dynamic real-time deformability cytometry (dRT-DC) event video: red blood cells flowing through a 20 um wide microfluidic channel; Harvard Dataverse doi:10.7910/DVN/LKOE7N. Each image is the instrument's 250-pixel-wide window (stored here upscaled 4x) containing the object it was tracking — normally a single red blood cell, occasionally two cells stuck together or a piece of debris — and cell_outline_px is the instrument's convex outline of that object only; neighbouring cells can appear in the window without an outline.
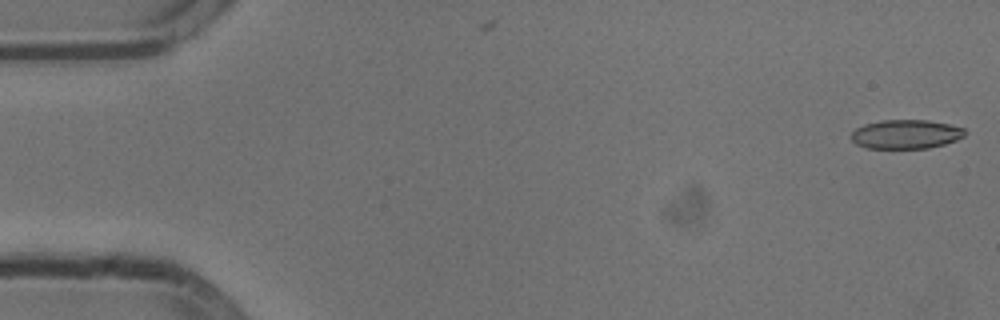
{"species": "common noctule bat (a hibernating species)", "species_latin": "Nyctalus noctula", "temperature_condition": "cold", "stored_images_in_passage": 53, "camera_frame_rate_fps": 3000, "um_per_image_px": 0.085, "animal": {"sex": "male", "body_mass_g": 13.3}, "frame": {"image": 1, "passage_image": 1, "time_ms": 0.0, "image_size_px": [1000, 320], "cell_outline_px": [[968, 132], [964, 136], [956, 140], [944, 144], [928, 148], [868, 148], [856, 144], [852, 140], [852, 132], [856, 128], [864, 124], [880, 120], [928, 120], [948, 124], [964, 128]], "centroid_in_image_um": [77.02, 11.4], "position_along_channel_um": 8.0, "area_um2": 19.25}}
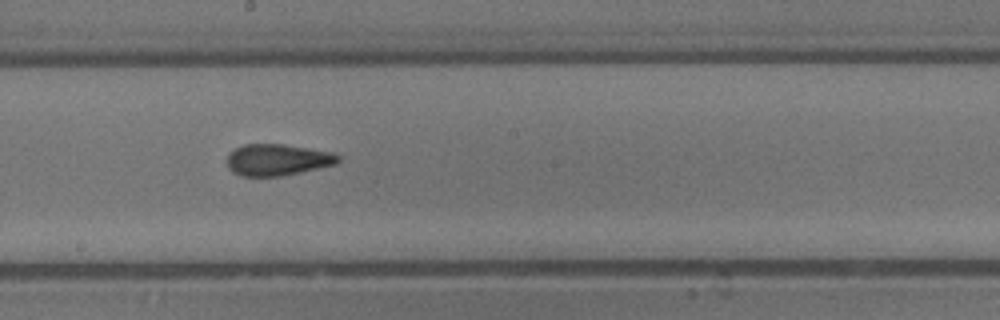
{"frame": {"image": 2, "passage_image": 29, "time_ms": 9.333, "image_size_px": [1000, 320], "cell_outline_px": [[340, 160], [336, 164], [300, 172], [280, 176], [240, 176], [232, 172], [228, 168], [228, 152], [244, 144], [284, 144], [336, 152], [340, 156]], "centroid_in_image_um": [23.6, 13.57], "position_along_channel_um": 224.6, "area_um2": 20.58}}
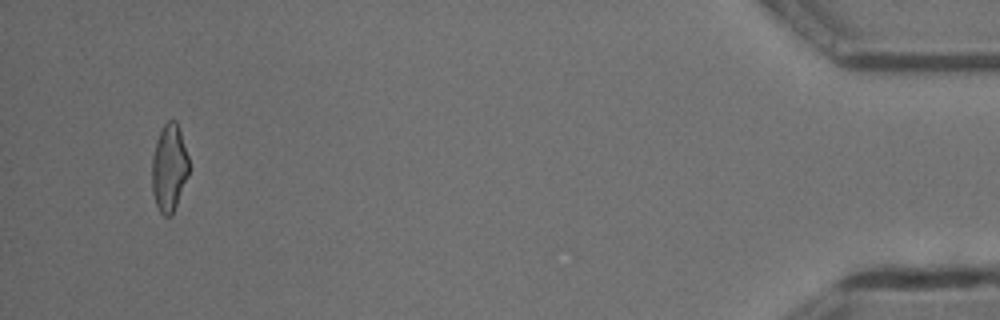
{"frame": {"image": 3, "passage_image": 51, "time_ms": 16.667, "image_size_px": [1000, 320], "cell_outline_px": [[188, 176], [172, 216], [164, 216], [160, 212], [156, 204], [152, 192], [152, 156], [160, 132], [164, 124], [168, 120], [176, 120], [188, 156]], "centroid_in_image_um": [14.37, 14.3], "position_along_channel_um": 420.8, "area_um2": 18.61}, "authors_computed_cell_mechanics": {"area_um2": 20.0566, "velocity_mm_per_s": 3.809, "shape_relaxation_time_tau1_ms": 6.1094, "shape_relaxation_time_tau2_ms": 1.1134, "deformation_change_tau1": 0.1814, "deformation_change_tau2": 0.0872}}